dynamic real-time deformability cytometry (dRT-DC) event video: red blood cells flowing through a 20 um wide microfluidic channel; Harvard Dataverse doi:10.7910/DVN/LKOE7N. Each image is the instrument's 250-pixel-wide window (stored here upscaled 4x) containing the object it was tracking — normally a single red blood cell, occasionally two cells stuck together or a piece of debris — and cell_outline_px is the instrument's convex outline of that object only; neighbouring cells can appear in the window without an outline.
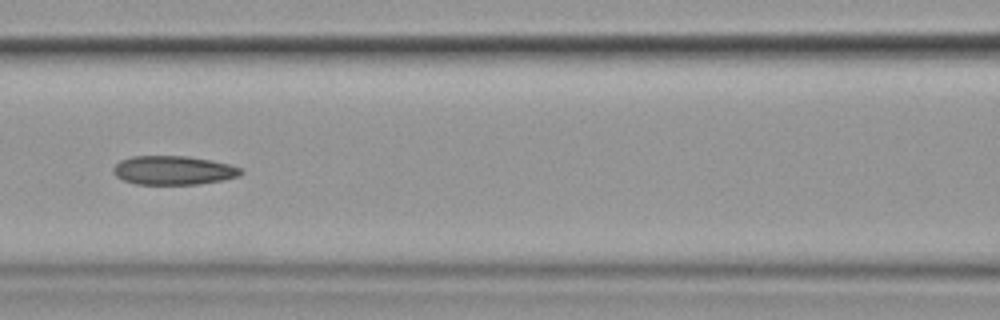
{"species": "common noctule bat (a hibernating species)", "species_latin": "Nyctalus noctula", "temperature_condition": "cold", "stored_images_in_passage": 16, "camera_frame_rate_fps": 3000, "um_per_image_px": 0.085, "animal": {"sex": "female", "body_mass_g": 19.9}, "frame": {"image": 1, "passage_image": 7, "time_ms": 8.0, "image_size_px": [1000, 320], "cell_outline_px": [[244, 172], [240, 176], [200, 184], [136, 184], [124, 180], [116, 176], [112, 172], [112, 168], [120, 160], [132, 156], [188, 156], [212, 160], [228, 164], [240, 168]], "centroid_in_image_um": [14.72, 14.47], "position_along_channel_um": 151.9, "area_um2": 21.5}}
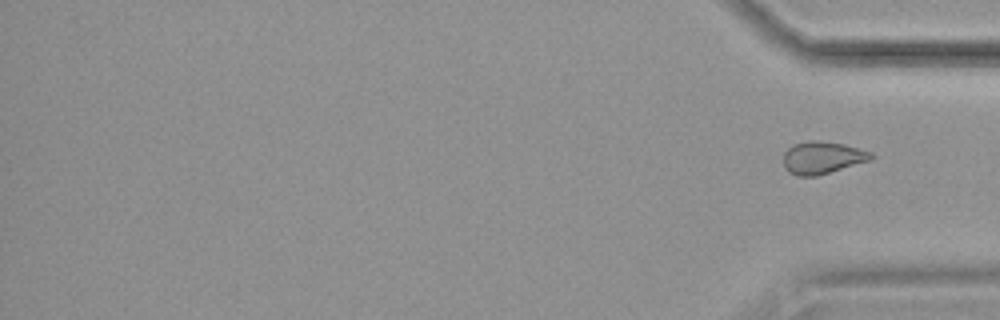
{"frame": {"image": 2, "passage_image": 16, "time_ms": 19.333, "image_size_px": [1000, 320], "cell_outline_px": [[876, 156], [872, 160], [816, 176], [796, 176], [788, 172], [784, 168], [784, 152], [792, 144], [808, 140], [812, 140], [844, 144], [872, 152]], "centroid_in_image_um": [69.9, 13.4], "position_along_channel_um": 365.3, "area_um2": 16.7}, "authors_computed_cell_mechanics": {"area_um2": 22.1952, "velocity_mm_per_s": 3.5675, "shape_relaxation_time_tau1_ms": null, "shape_relaxation_time_tau2_ms": 2.7115, "deformation_change_tau1": null, "deformation_change_tau2": 0.0866}}